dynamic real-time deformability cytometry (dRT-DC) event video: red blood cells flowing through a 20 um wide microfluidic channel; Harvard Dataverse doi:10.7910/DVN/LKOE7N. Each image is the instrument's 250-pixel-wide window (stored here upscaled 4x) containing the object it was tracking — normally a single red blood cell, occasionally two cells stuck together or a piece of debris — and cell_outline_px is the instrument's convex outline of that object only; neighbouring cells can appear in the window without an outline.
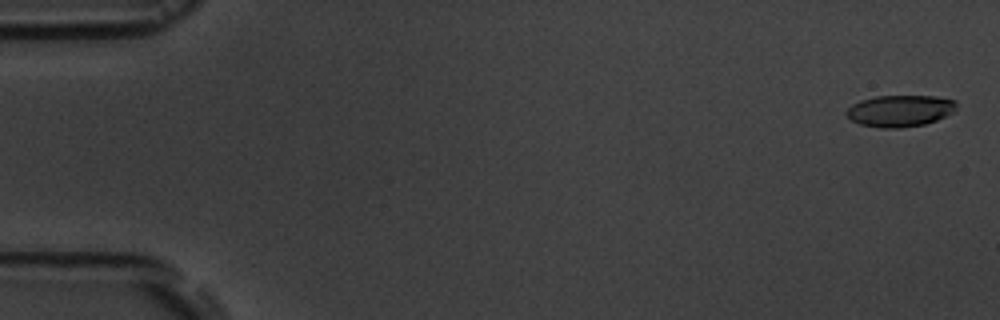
{"species": "common noctule bat (a hibernating species)", "species_latin": "Nyctalus noctula", "temperature_condition": "room temperature", "stored_images_in_passage": 4, "camera_frame_rate_fps": 3000, "um_per_image_px": 0.085, "animal": {"sex": "male", "body_mass_g": 19.5, "forearm_length_mm": 54.6}, "frame": {"image": 1, "passage_image": 1, "time_ms": 0.0, "image_size_px": [1000, 320], "cell_outline_px": [[956, 108], [952, 112], [936, 120], [924, 124], [900, 128], [880, 128], [860, 124], [852, 120], [844, 112], [852, 104], [860, 100], [876, 96], [936, 96], [956, 100]], "centroid_in_image_um": [76.48, 9.41], "position_along_channel_um": 8.5, "area_um2": 20.23}}